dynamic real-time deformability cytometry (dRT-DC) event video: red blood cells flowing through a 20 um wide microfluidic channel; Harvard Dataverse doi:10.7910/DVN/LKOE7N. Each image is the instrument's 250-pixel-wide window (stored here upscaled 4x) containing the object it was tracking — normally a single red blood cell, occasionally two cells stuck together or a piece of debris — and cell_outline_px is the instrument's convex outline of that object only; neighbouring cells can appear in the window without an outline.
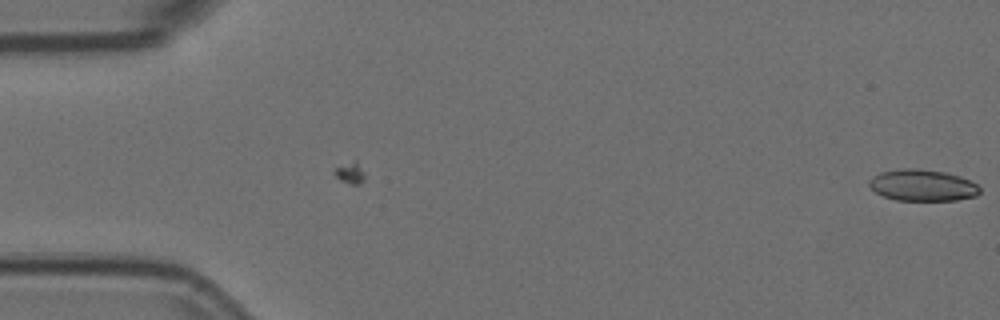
{"species": "Egyptian fruit bat (a non-hibernating species)", "species_latin": "Rousettus aegyptiacus", "temperature_condition": "room temperature", "stored_images_in_passage": 2, "camera_frame_rate_fps": 3000, "um_per_image_px": 0.085, "animal": {"sex": "female"}, "frame": {"image": 1, "passage_image": 2, "time_ms": 0.333, "image_size_px": [1000, 320], "cell_outline_px": [[980, 192], [976, 196], [956, 200], [896, 200], [884, 196], [876, 192], [868, 184], [868, 180], [872, 176], [880, 172], [900, 168], [920, 168], [948, 172], [960, 176], [976, 184], [980, 188]], "centroid_in_image_um": [78.4, 15.73], "position_along_channel_um": 6.6, "area_um2": 20.46}}